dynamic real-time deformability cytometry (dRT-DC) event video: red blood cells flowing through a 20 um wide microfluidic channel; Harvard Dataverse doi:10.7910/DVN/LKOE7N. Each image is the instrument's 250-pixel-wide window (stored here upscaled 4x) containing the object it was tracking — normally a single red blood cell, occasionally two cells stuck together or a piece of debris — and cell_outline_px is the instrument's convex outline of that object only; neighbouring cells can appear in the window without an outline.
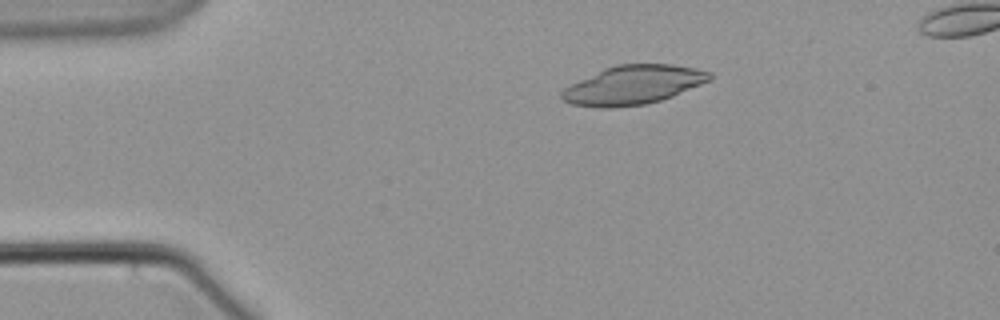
{"species": "common noctule bat (a hibernating species)", "species_latin": "Nyctalus noctula", "temperature_condition": "warm", "stored_images_in_passage": 5, "camera_frame_rate_fps": 3000, "um_per_image_px": 0.085, "animal": {"sex": "male", "body_mass_g": 21.5, "forearm_length_mm": 52.0}, "frame": {"image": 1, "passage_image": 2, "time_ms": 1.333, "image_size_px": [1000, 320], "cell_outline_px": [[712, 80], [672, 96], [660, 100], [644, 104], [612, 108], [600, 108], [572, 104], [564, 100], [560, 96], [560, 92], [564, 88], [604, 68], [616, 64], [672, 64], [696, 68], [712, 72]], "centroid_in_image_um": [53.85, 7.22], "position_along_channel_um": 31.2, "area_um2": 33.47}}